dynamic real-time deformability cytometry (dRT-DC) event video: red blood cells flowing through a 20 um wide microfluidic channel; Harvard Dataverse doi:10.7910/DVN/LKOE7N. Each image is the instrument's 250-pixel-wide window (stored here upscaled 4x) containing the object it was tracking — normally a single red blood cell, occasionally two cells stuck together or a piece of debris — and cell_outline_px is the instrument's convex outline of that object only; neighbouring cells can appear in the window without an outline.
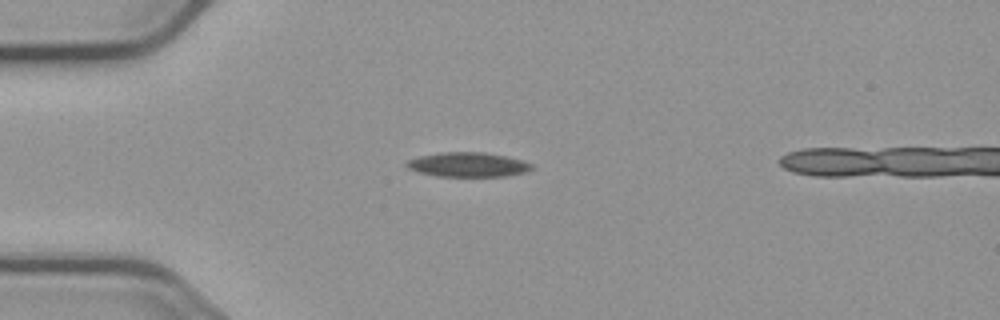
{"species": "common noctule bat (a hibernating species)", "species_latin": "Nyctalus noctula", "temperature_condition": "cold", "stored_images_in_passage": 9, "camera_frame_rate_fps": 3000, "um_per_image_px": 0.085, "animal": {"sex": "male", "body_mass_g": 23.1, "forearm_length_mm": 52.7}, "frame": {"image": 1, "passage_image": 4, "time_ms": 4.667, "image_size_px": [1000, 320], "cell_outline_px": [[536, 168], [524, 172], [504, 176], [436, 176], [420, 172], [408, 168], [404, 164], [408, 160], [420, 156], [440, 152], [484, 152], [504, 156], [520, 160], [532, 164]], "centroid_in_image_um": [39.76, 13.99], "position_along_channel_um": 45.2, "area_um2": 17.69}}
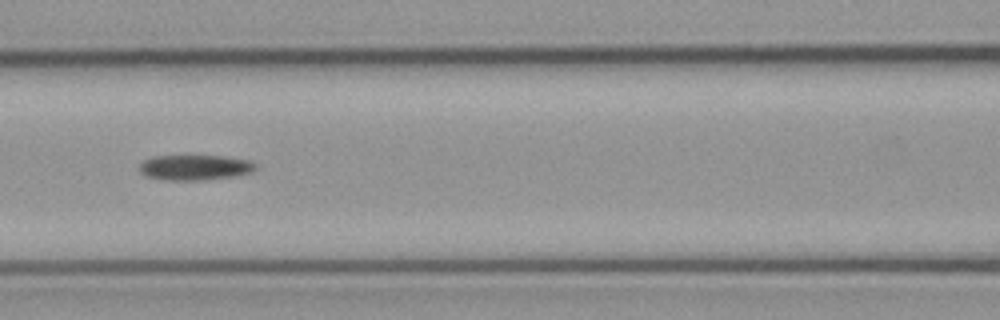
{"frame": {"image": 2, "passage_image": 7, "time_ms": 8.0, "image_size_px": [1000, 320], "cell_outline_px": [[256, 168], [252, 172], [236, 176], [204, 180], [164, 180], [144, 176], [140, 172], [140, 164], [144, 160], [156, 156], [224, 156], [248, 160], [256, 164]], "centroid_in_image_um": [16.57, 14.24], "position_along_channel_um": 150.0, "area_um2": 17.17}}
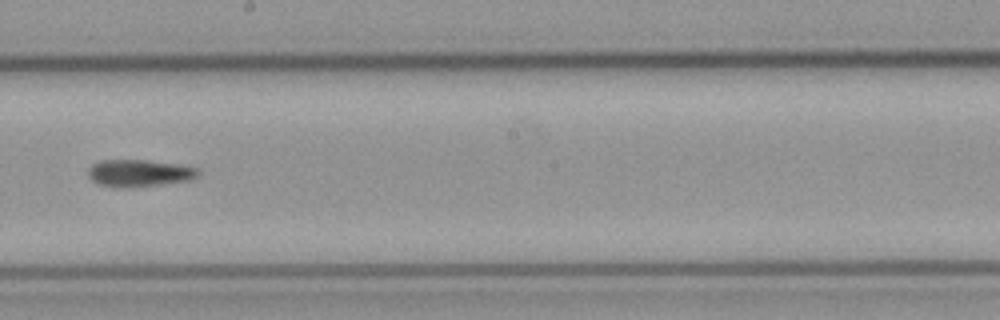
{"frame": {"image": 3, "passage_image": 9, "time_ms": 10.333, "image_size_px": [1000, 320], "cell_outline_px": [[200, 172], [192, 180], [132, 188], [112, 188], [96, 184], [88, 176], [88, 168], [92, 164], [100, 160], [148, 160], [180, 164], [200, 168]], "centroid_in_image_um": [11.82, 14.72], "position_along_channel_um": 236.4, "area_um2": 17.92}}